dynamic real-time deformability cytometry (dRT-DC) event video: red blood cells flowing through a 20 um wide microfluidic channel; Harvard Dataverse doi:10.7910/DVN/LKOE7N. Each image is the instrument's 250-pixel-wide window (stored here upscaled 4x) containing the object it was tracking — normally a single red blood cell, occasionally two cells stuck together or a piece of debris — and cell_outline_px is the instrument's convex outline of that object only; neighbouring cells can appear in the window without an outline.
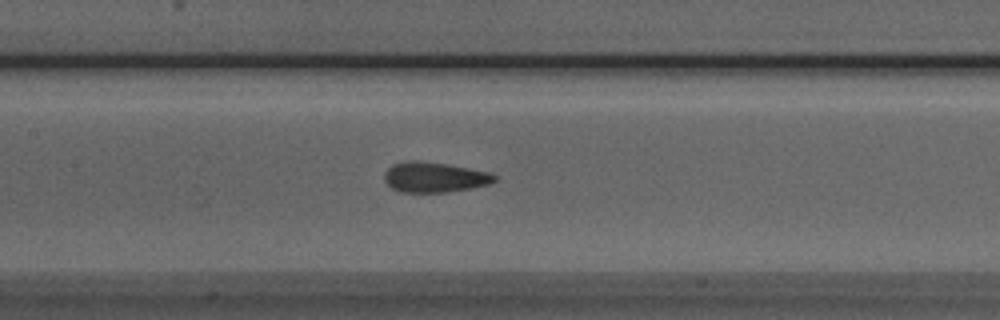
{"species": "Egyptian fruit bat (a non-hibernating species)", "species_latin": "Rousettus aegyptiacus", "temperature_condition": "room temperature", "stored_images_in_passage": 51, "camera_frame_rate_fps": 3000, "um_per_image_px": 0.085, "animal": {"sex": "male"}, "frame": {"image": 1, "passage_image": 23, "time_ms": 7.333, "image_size_px": [1000, 320], "cell_outline_px": [[500, 176], [492, 184], [472, 188], [448, 192], [400, 192], [392, 188], [384, 180], [384, 172], [392, 164], [408, 160], [420, 160], [468, 168], [488, 172]], "centroid_in_image_um": [36.94, 15.06], "position_along_channel_um": 170.5, "area_um2": 19.59}}
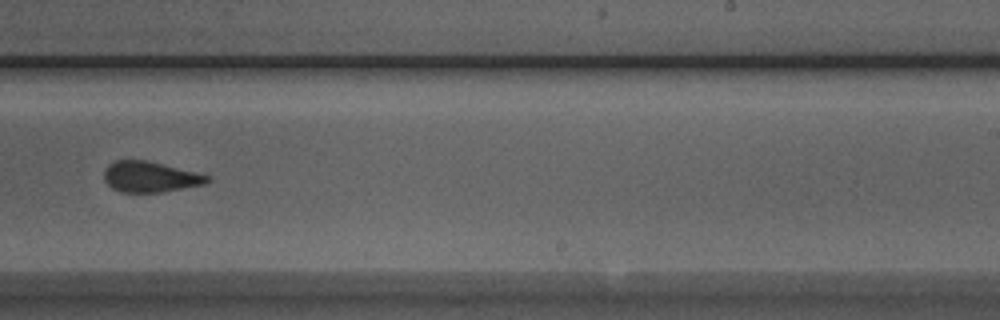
{"frame": {"image": 2, "passage_image": 31, "time_ms": 10.0, "image_size_px": [1000, 320], "cell_outline_px": [[212, 180], [204, 184], [164, 192], [120, 192], [112, 188], [104, 180], [104, 172], [108, 164], [116, 160], [148, 160], [212, 176]], "centroid_in_image_um": [12.78, 15.03], "position_along_channel_um": 276.2, "area_um2": 18.61}}
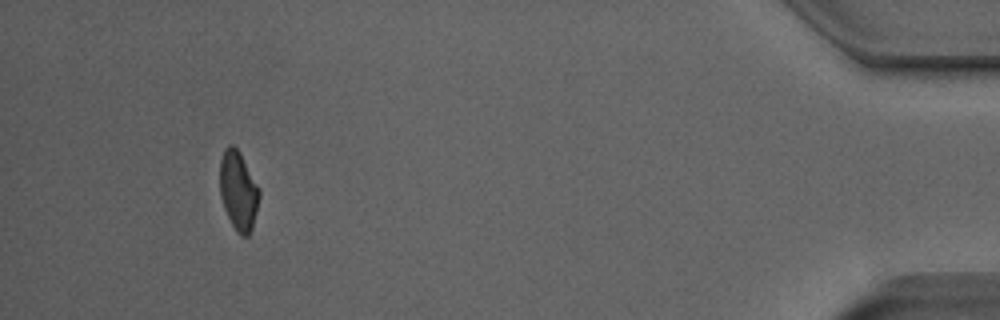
{"frame": {"image": 3, "passage_image": 47, "time_ms": 15.333, "image_size_px": [1000, 320], "cell_outline_px": [[260, 196], [252, 228], [248, 236], [240, 236], [236, 232], [224, 208], [220, 196], [220, 160], [224, 148], [228, 144], [232, 144], [240, 152], [260, 188]], "centroid_in_image_um": [20.26, 16.19], "position_along_channel_um": 414.9, "area_um2": 18.32}, "authors_computed_cell_mechanics": {"area_um2": 19.4208, "velocity_mm_per_s": 3.9903, "shape_relaxation_time_tau1_ms": null, "shape_relaxation_time_tau2_ms": 1.1433, "deformation_change_tau1": null, "deformation_change_tau2": 0.0844}}